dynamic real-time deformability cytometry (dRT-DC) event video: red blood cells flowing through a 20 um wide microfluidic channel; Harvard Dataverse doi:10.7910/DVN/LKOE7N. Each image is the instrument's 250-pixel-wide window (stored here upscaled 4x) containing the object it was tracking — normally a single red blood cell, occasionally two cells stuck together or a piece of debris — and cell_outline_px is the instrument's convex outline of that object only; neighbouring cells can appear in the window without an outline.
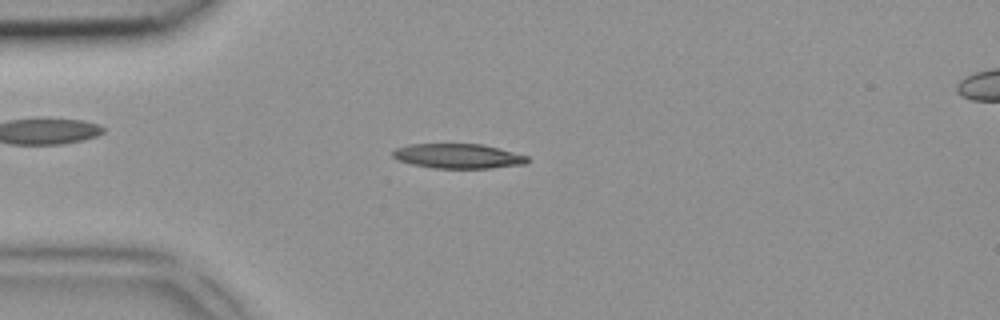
{"species": "common noctule bat (a hibernating species)", "species_latin": "Nyctalus noctula", "temperature_condition": "room temperature", "stored_images_in_passage": 3, "segment_of_instrument_passage": [1, 2], "camera_frame_rate_fps": 3000, "um_per_image_px": 0.085, "animal": {"sex": "female", "body_mass_g": 18.4}, "frame": {"image": 1, "passage_image": 2, "time_ms": 0.333, "image_size_px": [1000, 320], "cell_outline_px": [[528, 160], [524, 164], [492, 168], [432, 168], [412, 164], [400, 160], [392, 156], [392, 152], [396, 148], [412, 144], [480, 144], [528, 156]], "centroid_in_image_um": [38.91, 13.27], "position_along_channel_um": 46.1, "area_um2": 19.07}}